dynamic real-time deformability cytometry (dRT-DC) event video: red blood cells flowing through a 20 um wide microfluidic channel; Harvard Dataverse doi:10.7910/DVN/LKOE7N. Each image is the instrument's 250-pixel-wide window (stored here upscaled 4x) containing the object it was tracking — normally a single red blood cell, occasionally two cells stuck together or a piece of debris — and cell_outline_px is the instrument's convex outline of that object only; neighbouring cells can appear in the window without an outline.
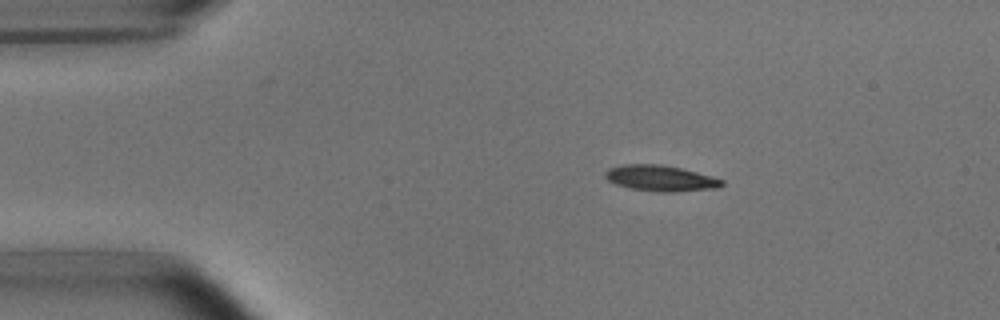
{"species": "common noctule bat (a hibernating species)", "species_latin": "Nyctalus noctula", "temperature_condition": "room temperature", "stored_images_in_passage": 39, "camera_frame_rate_fps": 3000, "um_per_image_px": 0.085, "animal": {"sex": "male", "body_mass_g": 15.6}, "frame": {"image": 1, "passage_image": 1, "time_ms": 0.0, "image_size_px": [1000, 320], "cell_outline_px": [[724, 184], [716, 188], [668, 192], [660, 192], [632, 188], [616, 184], [608, 180], [604, 176], [604, 172], [608, 168], [624, 164], [660, 164], [680, 168], [712, 176], [724, 180]], "centroid_in_image_um": [56.13, 15.14], "position_along_channel_um": 28.9, "area_um2": 17.4}}
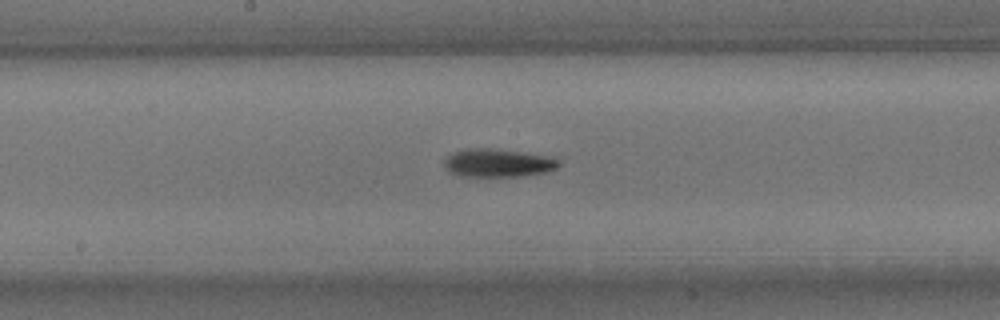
{"frame": {"image": 2, "passage_image": 19, "time_ms": 6.0, "image_size_px": [1000, 320], "cell_outline_px": [[560, 164], [556, 168], [544, 172], [520, 176], [460, 176], [448, 172], [444, 164], [444, 160], [452, 152], [468, 148], [488, 148], [524, 152], [548, 156], [560, 160]], "centroid_in_image_um": [42.29, 13.84], "position_along_channel_um": 205.9, "area_um2": 18.79}}
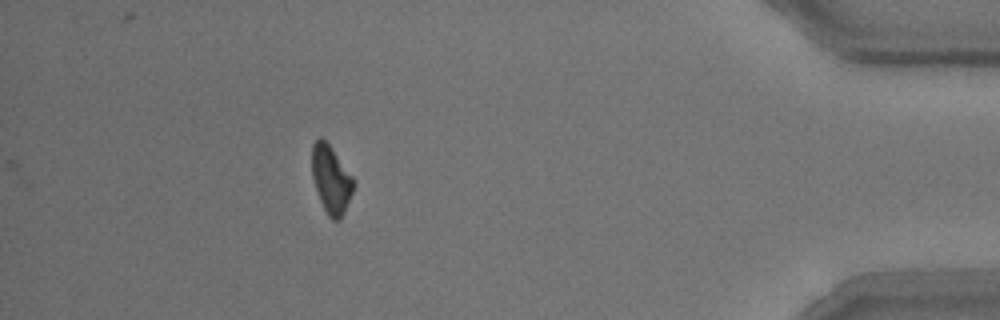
{"frame": {"image": 3, "passage_image": 39, "time_ms": 12.667, "image_size_px": [1000, 320], "cell_outline_px": [[356, 184], [344, 212], [340, 220], [332, 220], [328, 216], [320, 200], [312, 176], [312, 144], [320, 136], [332, 148], [356, 180]], "centroid_in_image_um": [28.16, 15.25], "position_along_channel_um": 407.0, "area_um2": 16.47}, "authors_computed_cell_mechanics": {"area_um2": 17.629, "velocity_mm_per_s": 3.8005, "shape_relaxation_time_tau1_ms": 2.7243, "shape_relaxation_time_tau2_ms": null, "deformation_change_tau1": 0.1189, "deformation_change_tau2": null}}